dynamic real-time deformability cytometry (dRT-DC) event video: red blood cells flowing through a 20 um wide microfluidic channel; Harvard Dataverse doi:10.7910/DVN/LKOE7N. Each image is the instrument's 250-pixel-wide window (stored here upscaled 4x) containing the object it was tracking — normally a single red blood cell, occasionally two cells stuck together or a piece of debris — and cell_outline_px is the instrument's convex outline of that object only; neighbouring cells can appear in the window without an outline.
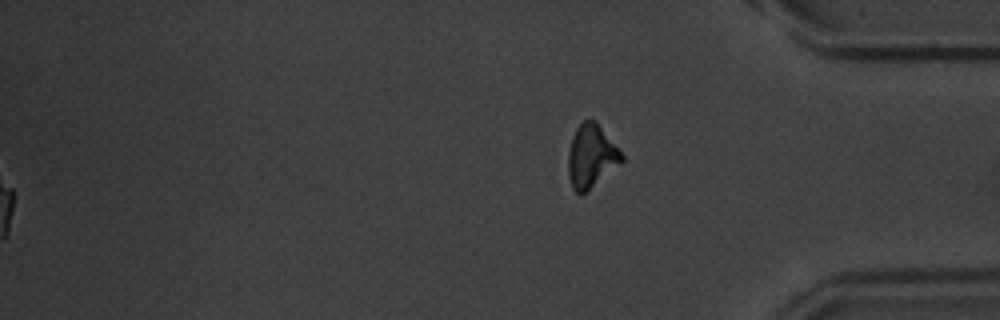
{"species": "common noctule bat (a hibernating species)", "species_latin": "Nyctalus noctula", "temperature_condition": "warm", "stored_images_in_passage": 51, "segment_of_instrument_passage": [2, 2], "camera_frame_rate_fps": 3000, "um_per_image_px": 0.085, "animal": {"sex": "male", "body_mass_g": 20.1, "forearm_length_mm": 53.5}, "frame": {"image": 1, "passage_image": 51, "time_ms": 16.667, "image_size_px": [1000, 320], "cell_outline_px": [[624, 160], [620, 164], [580, 196], [572, 188], [568, 176], [568, 152], [572, 136], [576, 128], [584, 120], [592, 120], [600, 128], [624, 156]], "centroid_in_image_um": [50.21, 13.32], "position_along_channel_um": 385.0, "area_um2": 19.19}}